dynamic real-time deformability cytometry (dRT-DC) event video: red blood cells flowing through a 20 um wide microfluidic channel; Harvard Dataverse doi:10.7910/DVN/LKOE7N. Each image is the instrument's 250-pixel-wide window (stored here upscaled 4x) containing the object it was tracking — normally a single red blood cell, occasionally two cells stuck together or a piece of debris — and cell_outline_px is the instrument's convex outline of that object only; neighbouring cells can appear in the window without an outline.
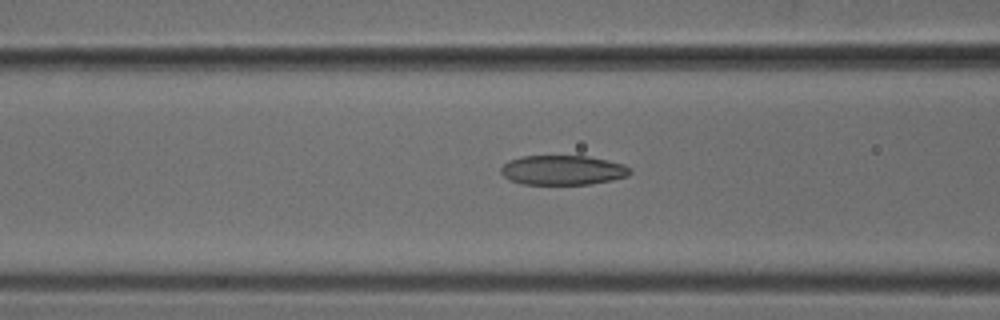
{"species": "common noctule bat (a hibernating species)", "species_latin": "Nyctalus noctula", "temperature_condition": "cold", "stored_images_in_passage": 50, "camera_frame_rate_fps": 3000, "um_per_image_px": 0.085, "animal": {"sex": "male", "body_mass_g": 18.8}, "frame": {"image": 1, "passage_image": 20, "time_ms": 6.333, "image_size_px": [1000, 320], "cell_outline_px": [[632, 172], [628, 176], [612, 180], [588, 184], [524, 184], [508, 180], [500, 172], [500, 168], [508, 160], [520, 156], [588, 156], [608, 160], [624, 164]], "centroid_in_image_um": [47.81, 14.46], "position_along_channel_um": 118.8, "area_um2": 22.37}}
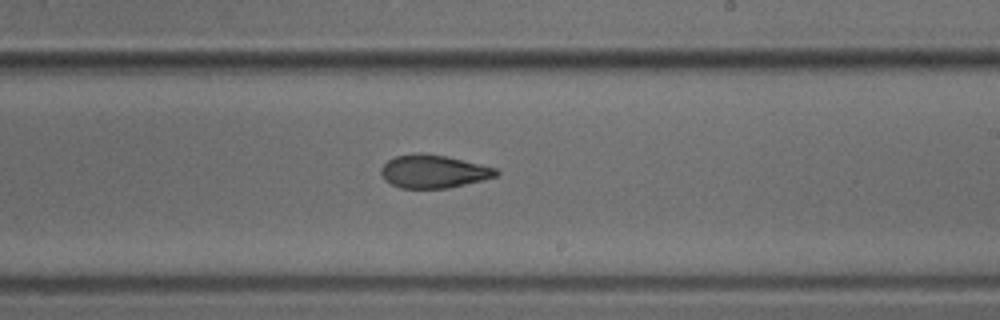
{"frame": {"image": 2, "passage_image": 30, "time_ms": 9.667, "image_size_px": [1000, 320], "cell_outline_px": [[500, 172], [496, 176], [448, 188], [400, 188], [384, 180], [380, 172], [380, 168], [388, 160], [396, 156], [416, 152], [424, 152], [444, 156], [496, 168]], "centroid_in_image_um": [36.79, 14.56], "position_along_channel_um": 252.2, "area_um2": 22.02}}
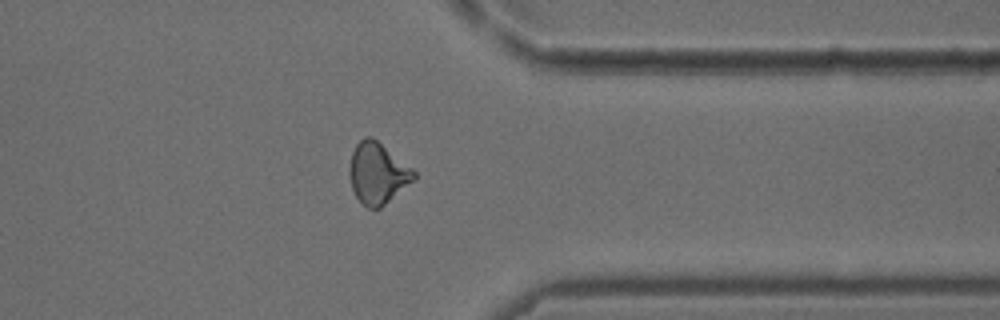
{"frame": {"image": 3, "passage_image": 40, "time_ms": 13.0, "image_size_px": [1000, 320], "cell_outline_px": [[416, 180], [380, 208], [368, 208], [360, 204], [352, 188], [348, 172], [348, 168], [352, 152], [356, 144], [364, 136], [372, 136], [412, 168], [416, 172]], "centroid_in_image_um": [32.09, 14.73], "position_along_channel_um": 379.3, "area_um2": 23.24}}